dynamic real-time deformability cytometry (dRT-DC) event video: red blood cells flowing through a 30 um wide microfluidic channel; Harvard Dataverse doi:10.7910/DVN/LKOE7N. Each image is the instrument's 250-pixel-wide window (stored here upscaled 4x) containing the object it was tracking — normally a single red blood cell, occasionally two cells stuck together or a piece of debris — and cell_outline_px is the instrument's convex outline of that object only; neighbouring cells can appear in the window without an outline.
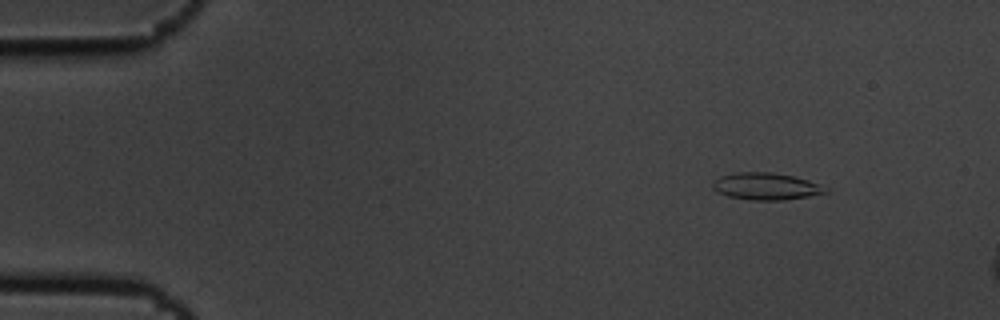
{"species": "common noctule bat (a hibernating species)", "species_latin": "Nyctalus noctula", "temperature_condition": "cold", "stored_images_in_passage": 4, "camera_frame_rate_fps": 3000, "um_per_image_px": 0.085, "animal": {"sex": "male", "body_mass_g": 19.5, "forearm_length_mm": 54.6}, "frame": {"image": 1, "passage_image": 2, "time_ms": 0.333, "image_size_px": [1000, 320], "cell_outline_px": [[828, 192], [808, 196], [784, 200], [752, 200], [728, 196], [716, 192], [712, 188], [712, 180], [720, 176], [736, 172], [772, 172], [796, 176], [820, 184], [828, 188]], "centroid_in_image_um": [65.09, 15.83], "position_along_channel_um": 19.9, "area_um2": 17.98}}